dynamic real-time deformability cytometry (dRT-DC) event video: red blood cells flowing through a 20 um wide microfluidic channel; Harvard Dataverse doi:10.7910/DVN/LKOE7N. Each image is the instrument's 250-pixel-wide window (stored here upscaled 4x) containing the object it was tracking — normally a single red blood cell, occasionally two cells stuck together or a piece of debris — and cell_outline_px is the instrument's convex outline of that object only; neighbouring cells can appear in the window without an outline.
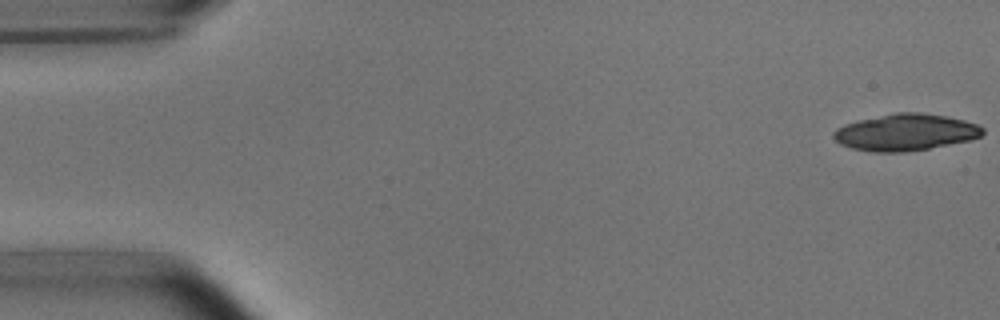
{"species": "common noctule bat (a hibernating species)", "species_latin": "Nyctalus noctula", "temperature_condition": "room temperature", "stored_images_in_passage": 18, "camera_frame_rate_fps": 3000, "um_per_image_px": 0.085, "animal": {"sex": "male", "body_mass_g": 15.6}, "frame": {"image": 1, "passage_image": 1, "time_ms": 0.0, "image_size_px": [1000, 320], "cell_outline_px": [[984, 132], [980, 136], [972, 140], [928, 148], [904, 152], [872, 152], [852, 148], [840, 144], [832, 136], [832, 132], [836, 128], [844, 124], [860, 120], [896, 112], [920, 112], [944, 116], [964, 120], [976, 124], [984, 128]], "centroid_in_image_um": [76.96, 11.25], "position_along_channel_um": 8.0, "area_um2": 31.79}}